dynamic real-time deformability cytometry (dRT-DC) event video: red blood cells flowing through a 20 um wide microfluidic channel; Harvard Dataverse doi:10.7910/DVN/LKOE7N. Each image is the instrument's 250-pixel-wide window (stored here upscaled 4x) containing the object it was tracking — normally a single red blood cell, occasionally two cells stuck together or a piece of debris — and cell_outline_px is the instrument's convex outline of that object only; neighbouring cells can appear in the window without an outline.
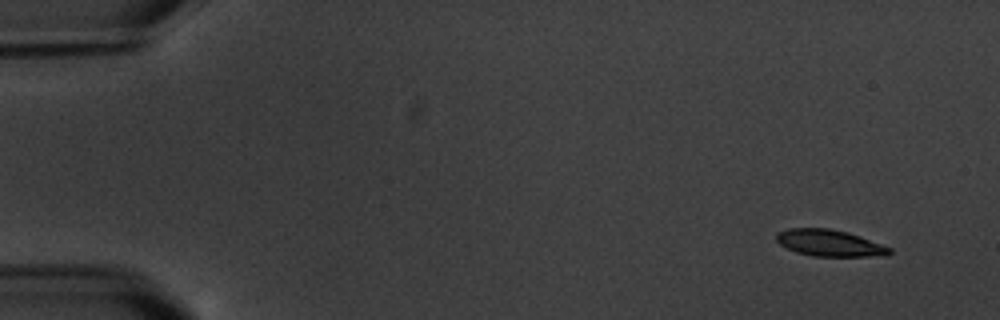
{"species": "common noctule bat (a hibernating species)", "species_latin": "Nyctalus noctula", "temperature_condition": "warm", "stored_images_in_passage": 5, "camera_frame_rate_fps": 3000, "um_per_image_px": 0.085, "animal": {"sex": "male", "body_mass_g": 20.1, "forearm_length_mm": 53.5}, "frame": {"image": 1, "passage_image": 1, "time_ms": 0.0, "image_size_px": [1000, 320], "cell_outline_px": [[892, 252], [888, 256], [812, 256], [796, 252], [780, 244], [776, 240], [776, 232], [788, 228], [828, 228], [848, 232], [860, 236], [892, 248]], "centroid_in_image_um": [70.52, 20.65], "position_along_channel_um": 14.5, "area_um2": 17.63}}
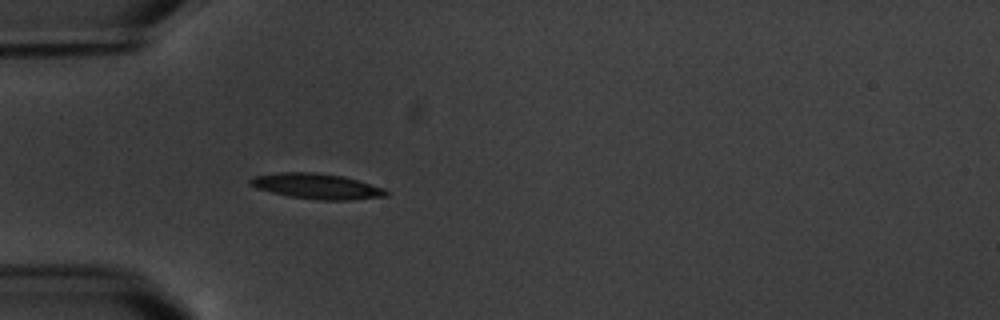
{"frame": {"image": 2, "passage_image": 5, "time_ms": 4.667, "image_size_px": [1000, 320], "cell_outline_px": [[388, 196], [352, 200], [320, 200], [288, 196], [256, 188], [248, 184], [248, 180], [252, 176], [280, 172], [312, 172], [344, 176], [384, 188], [388, 192]], "centroid_in_image_um": [26.9, 15.83], "position_along_channel_um": 58.1, "area_um2": 20.23}}